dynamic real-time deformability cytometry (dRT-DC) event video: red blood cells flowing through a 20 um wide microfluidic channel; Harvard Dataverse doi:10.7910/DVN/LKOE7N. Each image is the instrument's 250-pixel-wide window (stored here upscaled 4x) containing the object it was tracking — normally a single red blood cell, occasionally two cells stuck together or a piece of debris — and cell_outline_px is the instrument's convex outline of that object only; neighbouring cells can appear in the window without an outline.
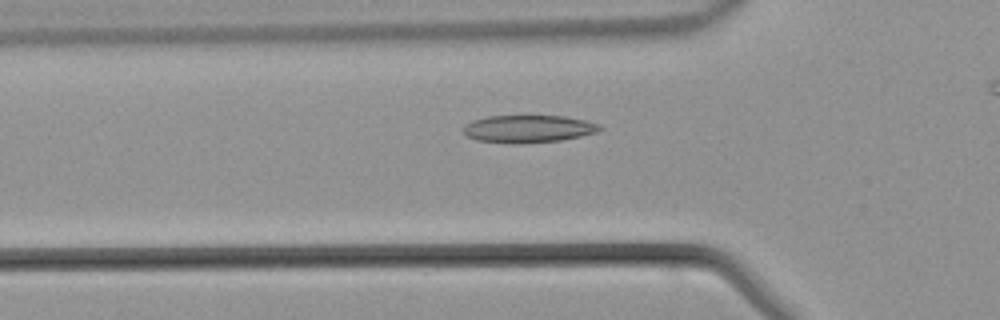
{"species": "common noctule bat (a hibernating species)", "species_latin": "Nyctalus noctula", "temperature_condition": "warm", "stored_images_in_passage": 34, "camera_frame_rate_fps": 3000, "um_per_image_px": 0.085, "animal": {"sex": "male", "body_mass_g": 21.5, "forearm_length_mm": 52.0}, "frame": {"image": 1, "passage_image": 13, "time_ms": 4.0, "image_size_px": [1000, 320], "cell_outline_px": [[604, 128], [596, 132], [580, 136], [560, 140], [520, 144], [516, 144], [476, 140], [468, 136], [464, 132], [464, 124], [472, 120], [488, 116], [564, 116], [584, 120], [600, 124]], "centroid_in_image_um": [44.9, 10.95], "position_along_channel_um": 80.9, "area_um2": 21.85}}
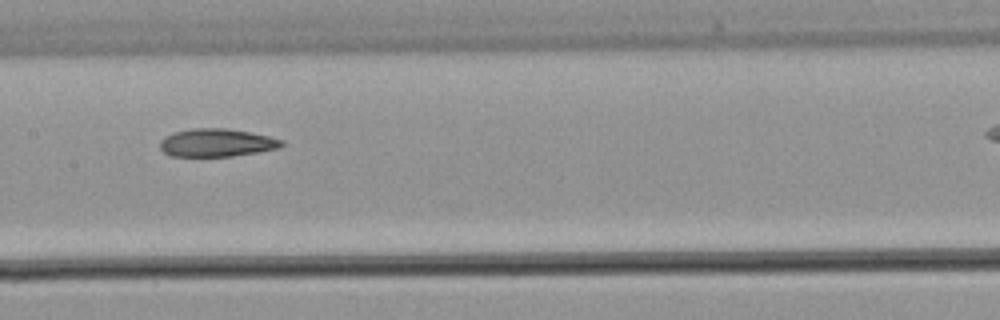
{"frame": {"image": 2, "passage_image": 20, "time_ms": 6.333, "image_size_px": [1000, 320], "cell_outline_px": [[284, 144], [280, 148], [232, 156], [172, 156], [164, 152], [160, 148], [160, 140], [164, 136], [172, 132], [192, 128], [228, 128], [268, 136], [284, 140]], "centroid_in_image_um": [18.4, 12.12], "position_along_channel_um": 189.0, "area_um2": 19.88}}
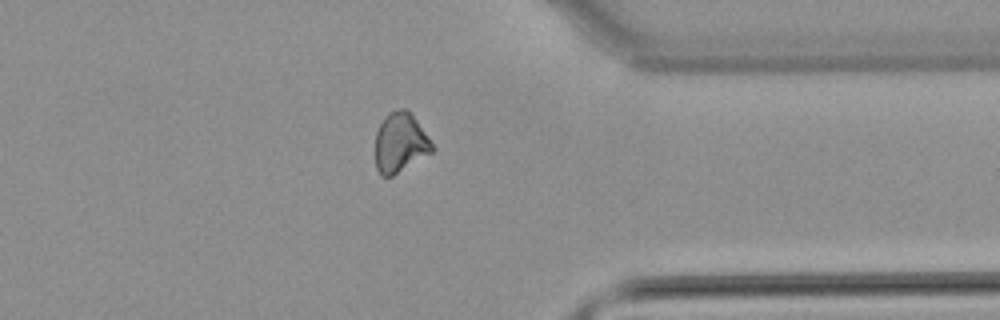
{"frame": {"image": 3, "passage_image": 33, "time_ms": 10.667, "image_size_px": [1000, 320], "cell_outline_px": [[436, 148], [432, 152], [392, 176], [380, 176], [376, 168], [376, 132], [384, 116], [388, 112], [396, 108], [408, 108]], "centroid_in_image_um": [34.02, 12.1], "position_along_channel_um": 377.4, "area_um2": 19.88}}